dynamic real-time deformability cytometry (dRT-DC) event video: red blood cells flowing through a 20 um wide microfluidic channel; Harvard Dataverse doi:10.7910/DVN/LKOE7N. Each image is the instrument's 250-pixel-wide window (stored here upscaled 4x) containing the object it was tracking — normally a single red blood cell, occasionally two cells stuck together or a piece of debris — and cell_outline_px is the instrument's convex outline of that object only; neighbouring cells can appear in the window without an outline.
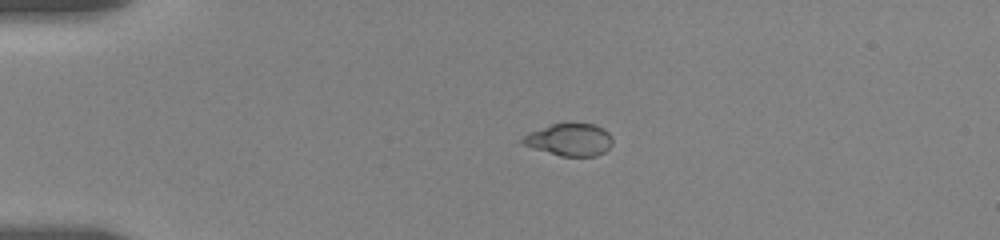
{"species": "human", "species_latin": "Homo sapiens", "temperature_condition": "room temperature", "stored_images_in_passage": 30, "camera_frame_rate_fps": 3000, "um_per_image_px": 0.085, "donor": {"sex": "female"}, "frame": {"image": 1, "passage_image": 1, "time_ms": 0.0, "image_size_px": [1000, 240], "cell_outline_px": [[612, 144], [604, 152], [596, 156], [560, 156], [524, 144], [520, 140], [528, 132], [552, 124], [596, 124], [604, 128], [608, 132], [612, 140]], "centroid_in_image_um": [48.44, 11.87], "position_along_channel_um": 36.6, "area_um2": 16.7}}
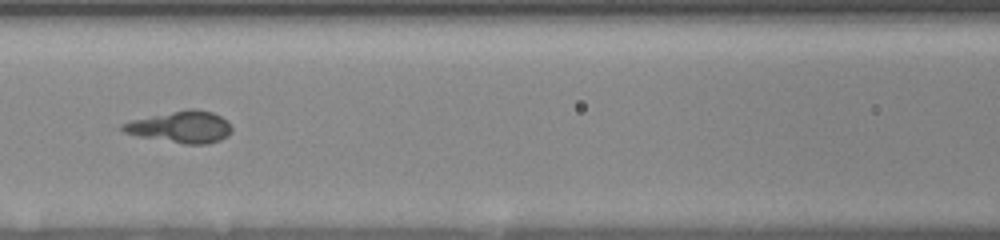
{"frame": {"image": 2, "passage_image": 17, "time_ms": 4.333, "image_size_px": [1000, 240], "cell_outline_px": [[232, 132], [228, 136], [220, 140], [208, 144], [184, 144], [136, 136], [124, 132], [120, 128], [120, 124], [132, 120], [188, 108], [196, 108], [212, 112], [228, 120], [232, 128]], "centroid_in_image_um": [15.4, 10.79], "position_along_channel_um": 151.2, "area_um2": 20.4}}
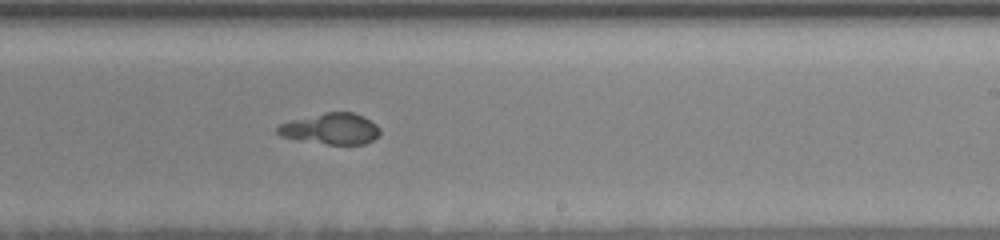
{"frame": {"image": 3, "passage_image": 29, "time_ms": 7.333, "image_size_px": [1000, 240], "cell_outline_px": [[380, 136], [364, 144], [328, 144], [296, 140], [280, 136], [276, 132], [276, 128], [280, 124], [292, 120], [324, 112], [352, 112], [364, 116], [376, 124], [380, 128]], "centroid_in_image_um": [28.13, 10.95], "position_along_channel_um": 260.9, "area_um2": 18.67}}